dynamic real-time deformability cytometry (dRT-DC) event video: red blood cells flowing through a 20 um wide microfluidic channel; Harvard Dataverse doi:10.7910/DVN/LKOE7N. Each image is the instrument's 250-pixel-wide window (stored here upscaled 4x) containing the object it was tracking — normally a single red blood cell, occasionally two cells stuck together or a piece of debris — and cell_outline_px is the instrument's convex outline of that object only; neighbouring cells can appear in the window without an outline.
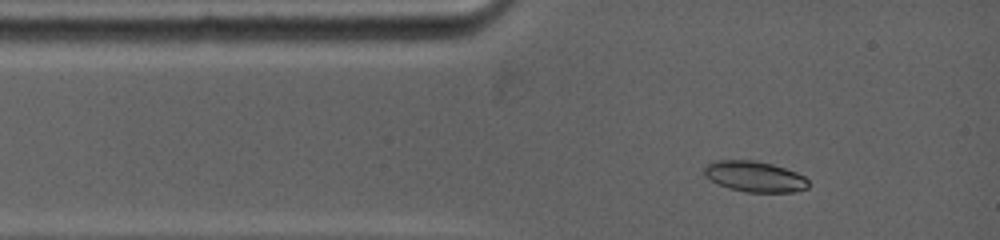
{"species": "common noctule bat (a hibernating species)", "species_latin": "Nyctalus noctula", "temperature_condition": "warm", "stored_images_in_passage": 8, "camera_frame_rate_fps": 5000, "um_per_image_px": 0.085, "animal": {"sex": "female", "body_mass_g": 19.0, "forearm_length_mm": 53.3}, "frame": {"image": 1, "passage_image": 1, "time_ms": 0.0, "image_size_px": [1000, 240], "cell_outline_px": [[808, 188], [792, 192], [744, 192], [728, 188], [716, 184], [704, 176], [704, 168], [708, 164], [716, 160], [756, 160], [772, 164], [796, 172], [804, 176], [808, 180]], "centroid_in_image_um": [64.12, 15.01], "position_along_channel_um": 20.9, "area_um2": 18.79}}
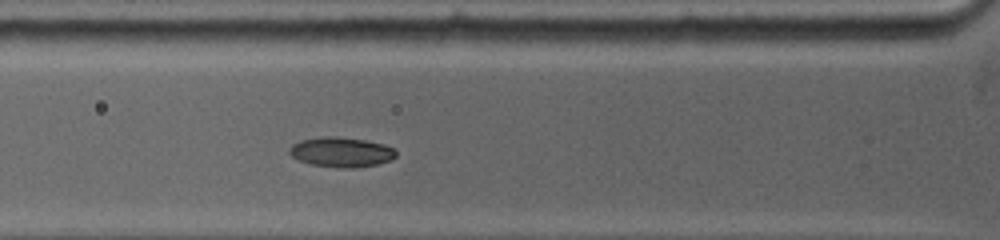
{"frame": {"image": 2, "passage_image": 4, "time_ms": 2.4, "image_size_px": [1000, 240], "cell_outline_px": [[396, 156], [392, 160], [380, 164], [352, 168], [336, 168], [308, 164], [292, 156], [288, 152], [288, 148], [292, 144], [300, 140], [328, 136], [336, 136], [364, 140], [384, 144], [396, 148]], "centroid_in_image_um": [29.02, 12.94], "position_along_channel_um": 96.8, "area_um2": 18.84}}
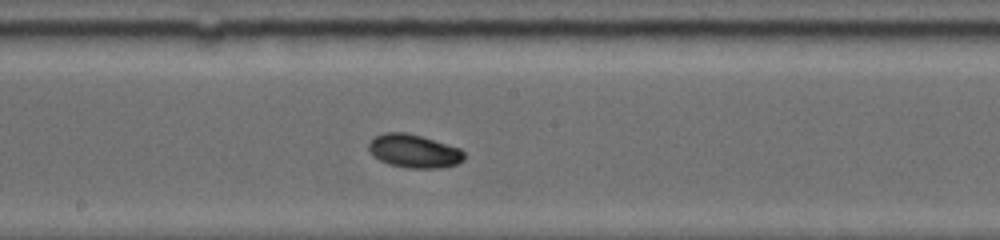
{"frame": {"image": 3, "passage_image": 8, "time_ms": 5.4, "image_size_px": [1000, 240], "cell_outline_px": [[464, 160], [456, 164], [444, 168], [408, 168], [388, 164], [372, 156], [368, 148], [368, 144], [376, 136], [384, 132], [404, 132], [420, 136], [460, 148], [464, 152]], "centroid_in_image_um": [35.18, 12.85], "position_along_channel_um": 213.0, "area_um2": 18.55}}